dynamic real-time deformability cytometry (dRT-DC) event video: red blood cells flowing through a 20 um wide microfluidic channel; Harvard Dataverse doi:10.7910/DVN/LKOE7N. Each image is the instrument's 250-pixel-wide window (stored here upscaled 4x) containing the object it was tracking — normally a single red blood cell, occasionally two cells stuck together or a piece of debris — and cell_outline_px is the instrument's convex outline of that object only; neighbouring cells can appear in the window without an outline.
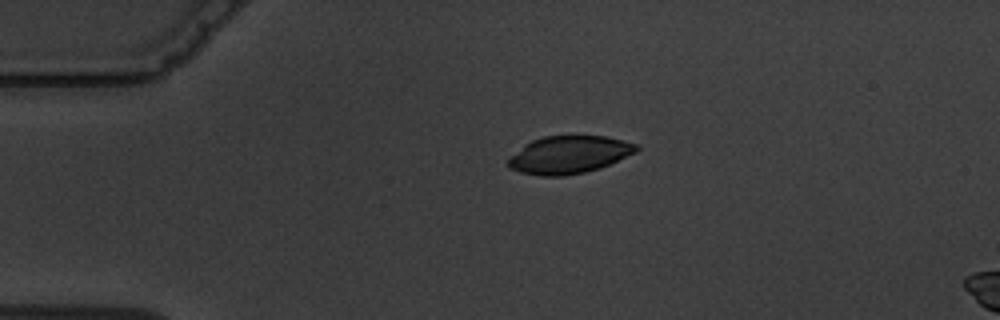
{"species": "common noctule bat (a hibernating species)", "species_latin": "Nyctalus noctula", "temperature_condition": "warm", "stored_images_in_passage": 3, "segment_of_instrument_passage": [1, 2], "camera_frame_rate_fps": 3000, "um_per_image_px": 0.085, "animal": {"sex": "male", "body_mass_g": 19.5, "forearm_length_mm": 54.6}, "frame": {"image": 1, "passage_image": 1, "time_ms": 0.0, "image_size_px": [1000, 320], "cell_outline_px": [[640, 148], [636, 152], [600, 168], [584, 172], [564, 176], [540, 176], [520, 172], [508, 168], [508, 160], [524, 144], [532, 140], [544, 136], [576, 132], [608, 136], [624, 140], [636, 144]], "centroid_in_image_um": [48.39, 13.1], "position_along_channel_um": 36.6, "area_um2": 28.96}}